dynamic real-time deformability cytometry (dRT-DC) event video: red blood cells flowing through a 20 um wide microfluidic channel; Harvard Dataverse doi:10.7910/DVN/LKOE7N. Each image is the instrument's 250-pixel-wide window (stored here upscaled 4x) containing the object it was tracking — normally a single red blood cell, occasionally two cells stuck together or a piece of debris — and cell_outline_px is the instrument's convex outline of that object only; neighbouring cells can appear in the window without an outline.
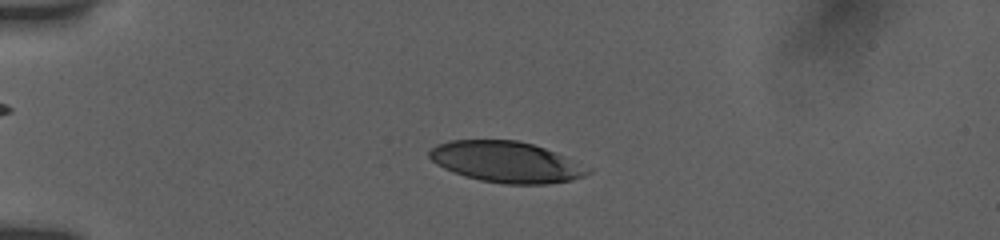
{"species": "human", "species_latin": "Homo sapiens", "temperature_condition": "room temperature", "stored_images_in_passage": 20, "camera_frame_rate_fps": 3000, "um_per_image_px": 0.085, "donor": {"sex": "female"}, "frame": {"image": 1, "passage_image": 9, "time_ms": 3.667, "image_size_px": [1000, 240], "cell_outline_px": [[592, 172], [584, 176], [572, 180], [544, 184], [504, 184], [480, 180], [464, 176], [452, 172], [436, 164], [428, 156], [428, 152], [436, 144], [452, 140], [516, 140], [532, 144], [544, 148], [564, 156], [592, 168]], "centroid_in_image_um": [43.03, 13.77], "position_along_channel_um": 42.0, "area_um2": 37.86}}
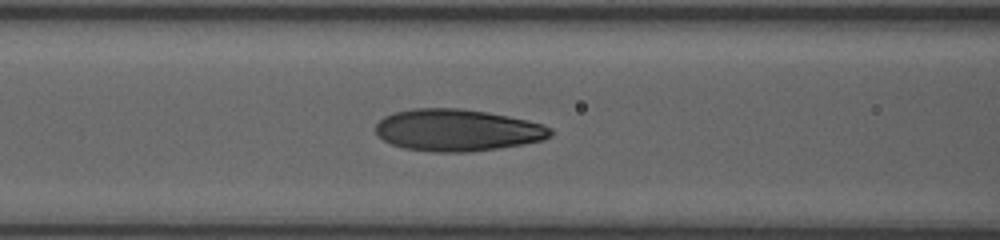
{"frame": {"image": 2, "passage_image": 17, "time_ms": 7.0, "image_size_px": [1000, 240], "cell_outline_px": [[552, 136], [544, 140], [524, 144], [468, 152], [432, 152], [404, 148], [392, 144], [384, 140], [376, 132], [376, 124], [384, 116], [396, 112], [412, 108], [460, 108], [488, 112], [528, 120], [544, 124], [552, 128]], "centroid_in_image_um": [38.91, 11.06], "position_along_channel_um": 127.7, "area_um2": 42.83}}
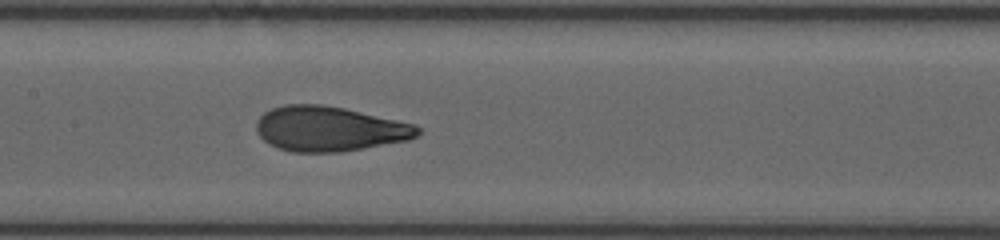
{"frame": {"image": 3, "passage_image": 20, "time_ms": 8.333, "image_size_px": [1000, 240], "cell_outline_px": [[420, 132], [416, 136], [408, 140], [364, 148], [340, 152], [292, 152], [276, 148], [268, 144], [256, 132], [256, 120], [264, 112], [272, 108], [284, 104], [320, 104], [344, 108], [416, 124], [420, 128]], "centroid_in_image_um": [27.96, 10.95], "position_along_channel_um": 179.4, "area_um2": 42.43}}